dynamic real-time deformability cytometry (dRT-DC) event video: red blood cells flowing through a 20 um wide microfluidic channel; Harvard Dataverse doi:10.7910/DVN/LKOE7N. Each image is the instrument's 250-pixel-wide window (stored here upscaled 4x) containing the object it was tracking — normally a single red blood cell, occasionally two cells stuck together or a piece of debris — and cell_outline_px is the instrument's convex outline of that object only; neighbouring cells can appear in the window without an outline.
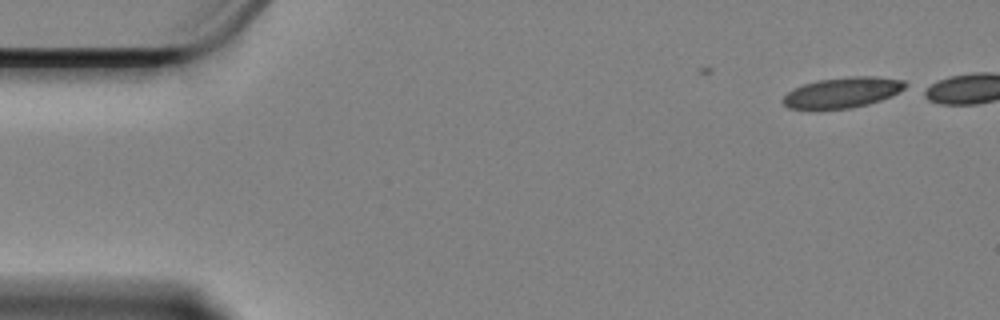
{"species": "Egyptian fruit bat (a non-hibernating species)", "species_latin": "Rousettus aegyptiacus", "temperature_condition": "cold", "stored_images_in_passage": 5, "camera_frame_rate_fps": 3000, "um_per_image_px": 0.085, "animal": {"sex": "female"}, "frame": {"image": 1, "passage_image": 5, "time_ms": 1.333, "image_size_px": [1000, 320], "cell_outline_px": [[908, 84], [904, 88], [892, 96], [868, 104], [852, 108], [788, 108], [780, 100], [792, 88], [816, 80], [848, 76], [876, 76], [904, 80]], "centroid_in_image_um": [71.62, 7.84], "position_along_channel_um": 13.4, "area_um2": 21.73}}